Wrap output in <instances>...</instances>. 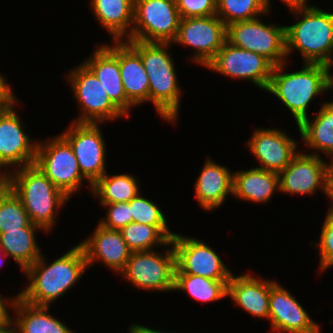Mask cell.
I'll use <instances>...</instances> for the list:
<instances>
[{
	"label": "cell",
	"mask_w": 333,
	"mask_h": 333,
	"mask_svg": "<svg viewBox=\"0 0 333 333\" xmlns=\"http://www.w3.org/2000/svg\"><path fill=\"white\" fill-rule=\"evenodd\" d=\"M88 269L83 248L77 244L62 256L48 263L41 257L23 271L27 286L18 292V297L34 306L50 307L60 296L69 292Z\"/></svg>",
	"instance_id": "obj_1"
},
{
	"label": "cell",
	"mask_w": 333,
	"mask_h": 333,
	"mask_svg": "<svg viewBox=\"0 0 333 333\" xmlns=\"http://www.w3.org/2000/svg\"><path fill=\"white\" fill-rule=\"evenodd\" d=\"M140 55L149 78V103H153L157 115L165 122L178 121L182 89L177 70L168 48L172 43L126 40Z\"/></svg>",
	"instance_id": "obj_2"
},
{
	"label": "cell",
	"mask_w": 333,
	"mask_h": 333,
	"mask_svg": "<svg viewBox=\"0 0 333 333\" xmlns=\"http://www.w3.org/2000/svg\"><path fill=\"white\" fill-rule=\"evenodd\" d=\"M287 62L274 66L265 92L278 98L293 115L295 124L300 125L310 116L308 112L314 98L330 92V67L302 63L300 70L289 72Z\"/></svg>",
	"instance_id": "obj_3"
},
{
	"label": "cell",
	"mask_w": 333,
	"mask_h": 333,
	"mask_svg": "<svg viewBox=\"0 0 333 333\" xmlns=\"http://www.w3.org/2000/svg\"><path fill=\"white\" fill-rule=\"evenodd\" d=\"M290 12L296 23L285 25L287 58L297 50L303 63L330 66L333 61V12L312 4L290 8Z\"/></svg>",
	"instance_id": "obj_4"
},
{
	"label": "cell",
	"mask_w": 333,
	"mask_h": 333,
	"mask_svg": "<svg viewBox=\"0 0 333 333\" xmlns=\"http://www.w3.org/2000/svg\"><path fill=\"white\" fill-rule=\"evenodd\" d=\"M2 180L21 199L32 224L47 233L53 230L68 196L34 164L12 169Z\"/></svg>",
	"instance_id": "obj_5"
},
{
	"label": "cell",
	"mask_w": 333,
	"mask_h": 333,
	"mask_svg": "<svg viewBox=\"0 0 333 333\" xmlns=\"http://www.w3.org/2000/svg\"><path fill=\"white\" fill-rule=\"evenodd\" d=\"M68 71L65 78L81 113L72 122L106 124L127 117L110 100L99 79L83 62Z\"/></svg>",
	"instance_id": "obj_6"
},
{
	"label": "cell",
	"mask_w": 333,
	"mask_h": 333,
	"mask_svg": "<svg viewBox=\"0 0 333 333\" xmlns=\"http://www.w3.org/2000/svg\"><path fill=\"white\" fill-rule=\"evenodd\" d=\"M164 248V252L156 248L131 252L125 268L119 273L120 277L138 290L173 292L176 253L171 240Z\"/></svg>",
	"instance_id": "obj_7"
},
{
	"label": "cell",
	"mask_w": 333,
	"mask_h": 333,
	"mask_svg": "<svg viewBox=\"0 0 333 333\" xmlns=\"http://www.w3.org/2000/svg\"><path fill=\"white\" fill-rule=\"evenodd\" d=\"M34 165L70 199L85 182L91 194L92 185L82 176L73 149L61 134L38 141Z\"/></svg>",
	"instance_id": "obj_8"
},
{
	"label": "cell",
	"mask_w": 333,
	"mask_h": 333,
	"mask_svg": "<svg viewBox=\"0 0 333 333\" xmlns=\"http://www.w3.org/2000/svg\"><path fill=\"white\" fill-rule=\"evenodd\" d=\"M226 38L234 46L264 56L274 66L289 60L285 26L263 22L261 16L227 25Z\"/></svg>",
	"instance_id": "obj_9"
},
{
	"label": "cell",
	"mask_w": 333,
	"mask_h": 333,
	"mask_svg": "<svg viewBox=\"0 0 333 333\" xmlns=\"http://www.w3.org/2000/svg\"><path fill=\"white\" fill-rule=\"evenodd\" d=\"M18 100L15 97L8 105L0 108V180L13 167L16 169L35 162L38 140L31 141L26 124L16 110L20 102Z\"/></svg>",
	"instance_id": "obj_10"
},
{
	"label": "cell",
	"mask_w": 333,
	"mask_h": 333,
	"mask_svg": "<svg viewBox=\"0 0 333 333\" xmlns=\"http://www.w3.org/2000/svg\"><path fill=\"white\" fill-rule=\"evenodd\" d=\"M180 21L175 0H134V21L128 40L172 43Z\"/></svg>",
	"instance_id": "obj_11"
},
{
	"label": "cell",
	"mask_w": 333,
	"mask_h": 333,
	"mask_svg": "<svg viewBox=\"0 0 333 333\" xmlns=\"http://www.w3.org/2000/svg\"><path fill=\"white\" fill-rule=\"evenodd\" d=\"M205 68L225 78L247 80L264 91L269 85L274 65L264 56L234 46L226 40Z\"/></svg>",
	"instance_id": "obj_12"
},
{
	"label": "cell",
	"mask_w": 333,
	"mask_h": 333,
	"mask_svg": "<svg viewBox=\"0 0 333 333\" xmlns=\"http://www.w3.org/2000/svg\"><path fill=\"white\" fill-rule=\"evenodd\" d=\"M61 135L71 145L82 176L92 186L107 172L106 142L100 125L70 122Z\"/></svg>",
	"instance_id": "obj_13"
},
{
	"label": "cell",
	"mask_w": 333,
	"mask_h": 333,
	"mask_svg": "<svg viewBox=\"0 0 333 333\" xmlns=\"http://www.w3.org/2000/svg\"><path fill=\"white\" fill-rule=\"evenodd\" d=\"M226 30L227 26L217 15L181 18L172 44L193 48L191 61L205 67L226 42Z\"/></svg>",
	"instance_id": "obj_14"
},
{
	"label": "cell",
	"mask_w": 333,
	"mask_h": 333,
	"mask_svg": "<svg viewBox=\"0 0 333 333\" xmlns=\"http://www.w3.org/2000/svg\"><path fill=\"white\" fill-rule=\"evenodd\" d=\"M304 152H298L291 163L278 173L279 192L310 196L319 190L326 196L327 184L333 175V163H327L322 156Z\"/></svg>",
	"instance_id": "obj_15"
},
{
	"label": "cell",
	"mask_w": 333,
	"mask_h": 333,
	"mask_svg": "<svg viewBox=\"0 0 333 333\" xmlns=\"http://www.w3.org/2000/svg\"><path fill=\"white\" fill-rule=\"evenodd\" d=\"M171 241L176 253L175 273L197 275L212 280H230L233 272L205 241L176 232Z\"/></svg>",
	"instance_id": "obj_16"
},
{
	"label": "cell",
	"mask_w": 333,
	"mask_h": 333,
	"mask_svg": "<svg viewBox=\"0 0 333 333\" xmlns=\"http://www.w3.org/2000/svg\"><path fill=\"white\" fill-rule=\"evenodd\" d=\"M258 168L279 173L298 154V141L279 128H257L246 142Z\"/></svg>",
	"instance_id": "obj_17"
},
{
	"label": "cell",
	"mask_w": 333,
	"mask_h": 333,
	"mask_svg": "<svg viewBox=\"0 0 333 333\" xmlns=\"http://www.w3.org/2000/svg\"><path fill=\"white\" fill-rule=\"evenodd\" d=\"M269 323L276 333H321V326L280 283L270 288Z\"/></svg>",
	"instance_id": "obj_18"
},
{
	"label": "cell",
	"mask_w": 333,
	"mask_h": 333,
	"mask_svg": "<svg viewBox=\"0 0 333 333\" xmlns=\"http://www.w3.org/2000/svg\"><path fill=\"white\" fill-rule=\"evenodd\" d=\"M83 63L95 74L110 100L127 116L135 107L126 97L119 68V41L98 45Z\"/></svg>",
	"instance_id": "obj_19"
},
{
	"label": "cell",
	"mask_w": 333,
	"mask_h": 333,
	"mask_svg": "<svg viewBox=\"0 0 333 333\" xmlns=\"http://www.w3.org/2000/svg\"><path fill=\"white\" fill-rule=\"evenodd\" d=\"M78 244L83 248L88 269L100 261L114 273L125 268L132 252L120 230L108 229L99 223L90 236Z\"/></svg>",
	"instance_id": "obj_20"
},
{
	"label": "cell",
	"mask_w": 333,
	"mask_h": 333,
	"mask_svg": "<svg viewBox=\"0 0 333 333\" xmlns=\"http://www.w3.org/2000/svg\"><path fill=\"white\" fill-rule=\"evenodd\" d=\"M276 282L251 275L250 272L243 275L232 274L227 284V297L251 316L269 320L270 288Z\"/></svg>",
	"instance_id": "obj_21"
},
{
	"label": "cell",
	"mask_w": 333,
	"mask_h": 333,
	"mask_svg": "<svg viewBox=\"0 0 333 333\" xmlns=\"http://www.w3.org/2000/svg\"><path fill=\"white\" fill-rule=\"evenodd\" d=\"M203 168L195 181L197 204L204 211H213L233 196V173L225 165L217 164L206 155Z\"/></svg>",
	"instance_id": "obj_22"
},
{
	"label": "cell",
	"mask_w": 333,
	"mask_h": 333,
	"mask_svg": "<svg viewBox=\"0 0 333 333\" xmlns=\"http://www.w3.org/2000/svg\"><path fill=\"white\" fill-rule=\"evenodd\" d=\"M279 191V176L273 171L252 167L233 173V197L238 200L267 204Z\"/></svg>",
	"instance_id": "obj_23"
},
{
	"label": "cell",
	"mask_w": 333,
	"mask_h": 333,
	"mask_svg": "<svg viewBox=\"0 0 333 333\" xmlns=\"http://www.w3.org/2000/svg\"><path fill=\"white\" fill-rule=\"evenodd\" d=\"M119 68L127 99L135 106L149 102V78L140 55L126 42L119 41Z\"/></svg>",
	"instance_id": "obj_24"
},
{
	"label": "cell",
	"mask_w": 333,
	"mask_h": 333,
	"mask_svg": "<svg viewBox=\"0 0 333 333\" xmlns=\"http://www.w3.org/2000/svg\"><path fill=\"white\" fill-rule=\"evenodd\" d=\"M96 20L108 32L112 41L131 37L134 21V0H90Z\"/></svg>",
	"instance_id": "obj_25"
},
{
	"label": "cell",
	"mask_w": 333,
	"mask_h": 333,
	"mask_svg": "<svg viewBox=\"0 0 333 333\" xmlns=\"http://www.w3.org/2000/svg\"><path fill=\"white\" fill-rule=\"evenodd\" d=\"M312 117L296 125L302 144L314 151L311 155L321 156L322 152L333 163V100L323 102Z\"/></svg>",
	"instance_id": "obj_26"
},
{
	"label": "cell",
	"mask_w": 333,
	"mask_h": 333,
	"mask_svg": "<svg viewBox=\"0 0 333 333\" xmlns=\"http://www.w3.org/2000/svg\"><path fill=\"white\" fill-rule=\"evenodd\" d=\"M49 309L47 306L28 304L18 297L12 310V325L17 333H75Z\"/></svg>",
	"instance_id": "obj_27"
},
{
	"label": "cell",
	"mask_w": 333,
	"mask_h": 333,
	"mask_svg": "<svg viewBox=\"0 0 333 333\" xmlns=\"http://www.w3.org/2000/svg\"><path fill=\"white\" fill-rule=\"evenodd\" d=\"M39 230L45 233L41 227L31 223L26 228L0 233L2 250L7 256L13 258L21 272L42 255V248L36 239V232H40Z\"/></svg>",
	"instance_id": "obj_28"
},
{
	"label": "cell",
	"mask_w": 333,
	"mask_h": 333,
	"mask_svg": "<svg viewBox=\"0 0 333 333\" xmlns=\"http://www.w3.org/2000/svg\"><path fill=\"white\" fill-rule=\"evenodd\" d=\"M139 178L129 174H108L92 186L91 194L99 203L129 202L140 192Z\"/></svg>",
	"instance_id": "obj_29"
},
{
	"label": "cell",
	"mask_w": 333,
	"mask_h": 333,
	"mask_svg": "<svg viewBox=\"0 0 333 333\" xmlns=\"http://www.w3.org/2000/svg\"><path fill=\"white\" fill-rule=\"evenodd\" d=\"M230 280H212L202 276L175 273L174 291L187 293L198 302H216L227 297Z\"/></svg>",
	"instance_id": "obj_30"
},
{
	"label": "cell",
	"mask_w": 333,
	"mask_h": 333,
	"mask_svg": "<svg viewBox=\"0 0 333 333\" xmlns=\"http://www.w3.org/2000/svg\"><path fill=\"white\" fill-rule=\"evenodd\" d=\"M128 248L134 251H149L165 246L175 235L168 226H149L132 222L121 230Z\"/></svg>",
	"instance_id": "obj_31"
},
{
	"label": "cell",
	"mask_w": 333,
	"mask_h": 333,
	"mask_svg": "<svg viewBox=\"0 0 333 333\" xmlns=\"http://www.w3.org/2000/svg\"><path fill=\"white\" fill-rule=\"evenodd\" d=\"M31 223L21 199L0 180V233L26 228Z\"/></svg>",
	"instance_id": "obj_32"
},
{
	"label": "cell",
	"mask_w": 333,
	"mask_h": 333,
	"mask_svg": "<svg viewBox=\"0 0 333 333\" xmlns=\"http://www.w3.org/2000/svg\"><path fill=\"white\" fill-rule=\"evenodd\" d=\"M269 14L271 13L265 0H217L216 15L226 26Z\"/></svg>",
	"instance_id": "obj_33"
},
{
	"label": "cell",
	"mask_w": 333,
	"mask_h": 333,
	"mask_svg": "<svg viewBox=\"0 0 333 333\" xmlns=\"http://www.w3.org/2000/svg\"><path fill=\"white\" fill-rule=\"evenodd\" d=\"M130 212L133 222L149 226H168L167 217L153 200L146 198L139 192L130 200Z\"/></svg>",
	"instance_id": "obj_34"
},
{
	"label": "cell",
	"mask_w": 333,
	"mask_h": 333,
	"mask_svg": "<svg viewBox=\"0 0 333 333\" xmlns=\"http://www.w3.org/2000/svg\"><path fill=\"white\" fill-rule=\"evenodd\" d=\"M319 241L311 245H315L319 257V268L322 272L333 267V218L325 217L322 224Z\"/></svg>",
	"instance_id": "obj_35"
},
{
	"label": "cell",
	"mask_w": 333,
	"mask_h": 333,
	"mask_svg": "<svg viewBox=\"0 0 333 333\" xmlns=\"http://www.w3.org/2000/svg\"><path fill=\"white\" fill-rule=\"evenodd\" d=\"M106 211V215L99 222L105 228L121 230L133 222L129 202L100 203Z\"/></svg>",
	"instance_id": "obj_36"
},
{
	"label": "cell",
	"mask_w": 333,
	"mask_h": 333,
	"mask_svg": "<svg viewBox=\"0 0 333 333\" xmlns=\"http://www.w3.org/2000/svg\"><path fill=\"white\" fill-rule=\"evenodd\" d=\"M181 18L216 15L217 0H175Z\"/></svg>",
	"instance_id": "obj_37"
},
{
	"label": "cell",
	"mask_w": 333,
	"mask_h": 333,
	"mask_svg": "<svg viewBox=\"0 0 333 333\" xmlns=\"http://www.w3.org/2000/svg\"><path fill=\"white\" fill-rule=\"evenodd\" d=\"M6 298V300L4 299ZM18 298V293L13 297H3L0 293V328L9 326L12 324V314L9 310H13L16 299Z\"/></svg>",
	"instance_id": "obj_38"
},
{
	"label": "cell",
	"mask_w": 333,
	"mask_h": 333,
	"mask_svg": "<svg viewBox=\"0 0 333 333\" xmlns=\"http://www.w3.org/2000/svg\"><path fill=\"white\" fill-rule=\"evenodd\" d=\"M0 73V106L8 105L15 97L12 87L8 84L7 78Z\"/></svg>",
	"instance_id": "obj_39"
},
{
	"label": "cell",
	"mask_w": 333,
	"mask_h": 333,
	"mask_svg": "<svg viewBox=\"0 0 333 333\" xmlns=\"http://www.w3.org/2000/svg\"><path fill=\"white\" fill-rule=\"evenodd\" d=\"M267 7L269 10H271V0H265ZM283 2L284 6L288 7V9L290 8H296V7H304L306 5H310V3L308 4V0H280Z\"/></svg>",
	"instance_id": "obj_40"
},
{
	"label": "cell",
	"mask_w": 333,
	"mask_h": 333,
	"mask_svg": "<svg viewBox=\"0 0 333 333\" xmlns=\"http://www.w3.org/2000/svg\"><path fill=\"white\" fill-rule=\"evenodd\" d=\"M326 196L331 201V206H329L327 211V216L330 218H333V175L329 178L328 184H327V191Z\"/></svg>",
	"instance_id": "obj_41"
},
{
	"label": "cell",
	"mask_w": 333,
	"mask_h": 333,
	"mask_svg": "<svg viewBox=\"0 0 333 333\" xmlns=\"http://www.w3.org/2000/svg\"><path fill=\"white\" fill-rule=\"evenodd\" d=\"M127 333H145V326L134 322L127 328Z\"/></svg>",
	"instance_id": "obj_42"
},
{
	"label": "cell",
	"mask_w": 333,
	"mask_h": 333,
	"mask_svg": "<svg viewBox=\"0 0 333 333\" xmlns=\"http://www.w3.org/2000/svg\"><path fill=\"white\" fill-rule=\"evenodd\" d=\"M0 333H17L15 327L11 324L9 326L0 328Z\"/></svg>",
	"instance_id": "obj_43"
},
{
	"label": "cell",
	"mask_w": 333,
	"mask_h": 333,
	"mask_svg": "<svg viewBox=\"0 0 333 333\" xmlns=\"http://www.w3.org/2000/svg\"><path fill=\"white\" fill-rule=\"evenodd\" d=\"M145 333H173V332H167L165 330H159V329H154L152 327L149 326H145ZM176 333V332H174Z\"/></svg>",
	"instance_id": "obj_44"
},
{
	"label": "cell",
	"mask_w": 333,
	"mask_h": 333,
	"mask_svg": "<svg viewBox=\"0 0 333 333\" xmlns=\"http://www.w3.org/2000/svg\"><path fill=\"white\" fill-rule=\"evenodd\" d=\"M7 257L8 256L4 253V251L2 250V246L0 244V267H2L3 262L5 263Z\"/></svg>",
	"instance_id": "obj_45"
},
{
	"label": "cell",
	"mask_w": 333,
	"mask_h": 333,
	"mask_svg": "<svg viewBox=\"0 0 333 333\" xmlns=\"http://www.w3.org/2000/svg\"><path fill=\"white\" fill-rule=\"evenodd\" d=\"M330 67V74H329V80H330V91L333 90V74L331 73L333 70V61L331 63Z\"/></svg>",
	"instance_id": "obj_46"
}]
</instances>
